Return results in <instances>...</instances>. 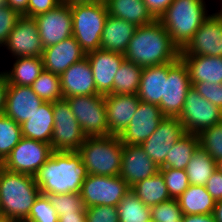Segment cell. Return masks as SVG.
Returning <instances> with one entry per match:
<instances>
[{
    "instance_id": "obj_38",
    "label": "cell",
    "mask_w": 222,
    "mask_h": 222,
    "mask_svg": "<svg viewBox=\"0 0 222 222\" xmlns=\"http://www.w3.org/2000/svg\"><path fill=\"white\" fill-rule=\"evenodd\" d=\"M58 217L62 214L86 213L80 192L69 194H46Z\"/></svg>"
},
{
    "instance_id": "obj_30",
    "label": "cell",
    "mask_w": 222,
    "mask_h": 222,
    "mask_svg": "<svg viewBox=\"0 0 222 222\" xmlns=\"http://www.w3.org/2000/svg\"><path fill=\"white\" fill-rule=\"evenodd\" d=\"M183 215L213 214L215 200L205 186L189 185L177 199Z\"/></svg>"
},
{
    "instance_id": "obj_49",
    "label": "cell",
    "mask_w": 222,
    "mask_h": 222,
    "mask_svg": "<svg viewBox=\"0 0 222 222\" xmlns=\"http://www.w3.org/2000/svg\"><path fill=\"white\" fill-rule=\"evenodd\" d=\"M7 77L5 71L0 70V115L4 114L6 93H7Z\"/></svg>"
},
{
    "instance_id": "obj_53",
    "label": "cell",
    "mask_w": 222,
    "mask_h": 222,
    "mask_svg": "<svg viewBox=\"0 0 222 222\" xmlns=\"http://www.w3.org/2000/svg\"><path fill=\"white\" fill-rule=\"evenodd\" d=\"M213 215L216 222H222V200L215 202Z\"/></svg>"
},
{
    "instance_id": "obj_58",
    "label": "cell",
    "mask_w": 222,
    "mask_h": 222,
    "mask_svg": "<svg viewBox=\"0 0 222 222\" xmlns=\"http://www.w3.org/2000/svg\"><path fill=\"white\" fill-rule=\"evenodd\" d=\"M3 216L2 208H1V203H0V217Z\"/></svg>"
},
{
    "instance_id": "obj_41",
    "label": "cell",
    "mask_w": 222,
    "mask_h": 222,
    "mask_svg": "<svg viewBox=\"0 0 222 222\" xmlns=\"http://www.w3.org/2000/svg\"><path fill=\"white\" fill-rule=\"evenodd\" d=\"M153 222H182V211L177 199L161 202L150 208Z\"/></svg>"
},
{
    "instance_id": "obj_10",
    "label": "cell",
    "mask_w": 222,
    "mask_h": 222,
    "mask_svg": "<svg viewBox=\"0 0 222 222\" xmlns=\"http://www.w3.org/2000/svg\"><path fill=\"white\" fill-rule=\"evenodd\" d=\"M185 133L199 134L202 130L222 122V110L203 98L192 86L178 116Z\"/></svg>"
},
{
    "instance_id": "obj_23",
    "label": "cell",
    "mask_w": 222,
    "mask_h": 222,
    "mask_svg": "<svg viewBox=\"0 0 222 222\" xmlns=\"http://www.w3.org/2000/svg\"><path fill=\"white\" fill-rule=\"evenodd\" d=\"M43 102L30 86L8 85L4 114L22 124L31 118Z\"/></svg>"
},
{
    "instance_id": "obj_28",
    "label": "cell",
    "mask_w": 222,
    "mask_h": 222,
    "mask_svg": "<svg viewBox=\"0 0 222 222\" xmlns=\"http://www.w3.org/2000/svg\"><path fill=\"white\" fill-rule=\"evenodd\" d=\"M104 2L109 16L121 18L137 27L155 20L143 0H104Z\"/></svg>"
},
{
    "instance_id": "obj_59",
    "label": "cell",
    "mask_w": 222,
    "mask_h": 222,
    "mask_svg": "<svg viewBox=\"0 0 222 222\" xmlns=\"http://www.w3.org/2000/svg\"><path fill=\"white\" fill-rule=\"evenodd\" d=\"M17 222H29L28 220H20V221H17Z\"/></svg>"
},
{
    "instance_id": "obj_51",
    "label": "cell",
    "mask_w": 222,
    "mask_h": 222,
    "mask_svg": "<svg viewBox=\"0 0 222 222\" xmlns=\"http://www.w3.org/2000/svg\"><path fill=\"white\" fill-rule=\"evenodd\" d=\"M182 222H216L213 214L182 215Z\"/></svg>"
},
{
    "instance_id": "obj_33",
    "label": "cell",
    "mask_w": 222,
    "mask_h": 222,
    "mask_svg": "<svg viewBox=\"0 0 222 222\" xmlns=\"http://www.w3.org/2000/svg\"><path fill=\"white\" fill-rule=\"evenodd\" d=\"M217 170L216 161L200 146L194 152L185 168L190 185L205 186L211 175Z\"/></svg>"
},
{
    "instance_id": "obj_25",
    "label": "cell",
    "mask_w": 222,
    "mask_h": 222,
    "mask_svg": "<svg viewBox=\"0 0 222 222\" xmlns=\"http://www.w3.org/2000/svg\"><path fill=\"white\" fill-rule=\"evenodd\" d=\"M137 26L121 18L107 16L100 49L125 54Z\"/></svg>"
},
{
    "instance_id": "obj_36",
    "label": "cell",
    "mask_w": 222,
    "mask_h": 222,
    "mask_svg": "<svg viewBox=\"0 0 222 222\" xmlns=\"http://www.w3.org/2000/svg\"><path fill=\"white\" fill-rule=\"evenodd\" d=\"M44 102L63 99L60 76L44 70L30 86Z\"/></svg>"
},
{
    "instance_id": "obj_40",
    "label": "cell",
    "mask_w": 222,
    "mask_h": 222,
    "mask_svg": "<svg viewBox=\"0 0 222 222\" xmlns=\"http://www.w3.org/2000/svg\"><path fill=\"white\" fill-rule=\"evenodd\" d=\"M159 171L164 177L167 191L171 199H178L190 185L185 170L159 168Z\"/></svg>"
},
{
    "instance_id": "obj_17",
    "label": "cell",
    "mask_w": 222,
    "mask_h": 222,
    "mask_svg": "<svg viewBox=\"0 0 222 222\" xmlns=\"http://www.w3.org/2000/svg\"><path fill=\"white\" fill-rule=\"evenodd\" d=\"M164 117L158 105L140 100L134 117L118 137L123 144L140 145L157 129Z\"/></svg>"
},
{
    "instance_id": "obj_47",
    "label": "cell",
    "mask_w": 222,
    "mask_h": 222,
    "mask_svg": "<svg viewBox=\"0 0 222 222\" xmlns=\"http://www.w3.org/2000/svg\"><path fill=\"white\" fill-rule=\"evenodd\" d=\"M205 188L215 201L222 200V173L216 170L205 184Z\"/></svg>"
},
{
    "instance_id": "obj_42",
    "label": "cell",
    "mask_w": 222,
    "mask_h": 222,
    "mask_svg": "<svg viewBox=\"0 0 222 222\" xmlns=\"http://www.w3.org/2000/svg\"><path fill=\"white\" fill-rule=\"evenodd\" d=\"M25 220L29 222H59V217L47 196L40 194Z\"/></svg>"
},
{
    "instance_id": "obj_20",
    "label": "cell",
    "mask_w": 222,
    "mask_h": 222,
    "mask_svg": "<svg viewBox=\"0 0 222 222\" xmlns=\"http://www.w3.org/2000/svg\"><path fill=\"white\" fill-rule=\"evenodd\" d=\"M44 70L61 75L69 66L86 57V52L73 36L45 47L42 53Z\"/></svg>"
},
{
    "instance_id": "obj_45",
    "label": "cell",
    "mask_w": 222,
    "mask_h": 222,
    "mask_svg": "<svg viewBox=\"0 0 222 222\" xmlns=\"http://www.w3.org/2000/svg\"><path fill=\"white\" fill-rule=\"evenodd\" d=\"M194 89L205 99L222 110V83L211 84L207 82L195 83Z\"/></svg>"
},
{
    "instance_id": "obj_22",
    "label": "cell",
    "mask_w": 222,
    "mask_h": 222,
    "mask_svg": "<svg viewBox=\"0 0 222 222\" xmlns=\"http://www.w3.org/2000/svg\"><path fill=\"white\" fill-rule=\"evenodd\" d=\"M60 82L64 99L72 96L98 95L92 69L86 57L69 66L60 75Z\"/></svg>"
},
{
    "instance_id": "obj_29",
    "label": "cell",
    "mask_w": 222,
    "mask_h": 222,
    "mask_svg": "<svg viewBox=\"0 0 222 222\" xmlns=\"http://www.w3.org/2000/svg\"><path fill=\"white\" fill-rule=\"evenodd\" d=\"M13 66L4 69L8 85L31 86L44 71L42 57L14 58Z\"/></svg>"
},
{
    "instance_id": "obj_43",
    "label": "cell",
    "mask_w": 222,
    "mask_h": 222,
    "mask_svg": "<svg viewBox=\"0 0 222 222\" xmlns=\"http://www.w3.org/2000/svg\"><path fill=\"white\" fill-rule=\"evenodd\" d=\"M20 17L21 15L12 10L8 5L0 4V48L2 47L3 49L8 35Z\"/></svg>"
},
{
    "instance_id": "obj_11",
    "label": "cell",
    "mask_w": 222,
    "mask_h": 222,
    "mask_svg": "<svg viewBox=\"0 0 222 222\" xmlns=\"http://www.w3.org/2000/svg\"><path fill=\"white\" fill-rule=\"evenodd\" d=\"M192 87L189 71L184 61L179 58L168 63V77L165 80L164 98L158 105L165 117L181 114L188 90Z\"/></svg>"
},
{
    "instance_id": "obj_18",
    "label": "cell",
    "mask_w": 222,
    "mask_h": 222,
    "mask_svg": "<svg viewBox=\"0 0 222 222\" xmlns=\"http://www.w3.org/2000/svg\"><path fill=\"white\" fill-rule=\"evenodd\" d=\"M98 95H108L113 91L114 77L125 59V55L117 52L98 49L86 53Z\"/></svg>"
},
{
    "instance_id": "obj_16",
    "label": "cell",
    "mask_w": 222,
    "mask_h": 222,
    "mask_svg": "<svg viewBox=\"0 0 222 222\" xmlns=\"http://www.w3.org/2000/svg\"><path fill=\"white\" fill-rule=\"evenodd\" d=\"M185 130L176 117H164L157 129L141 143V147L148 157L160 168L167 153L183 135Z\"/></svg>"
},
{
    "instance_id": "obj_32",
    "label": "cell",
    "mask_w": 222,
    "mask_h": 222,
    "mask_svg": "<svg viewBox=\"0 0 222 222\" xmlns=\"http://www.w3.org/2000/svg\"><path fill=\"white\" fill-rule=\"evenodd\" d=\"M199 147L198 134L185 133L167 153L165 163L160 168L185 170L194 152Z\"/></svg>"
},
{
    "instance_id": "obj_3",
    "label": "cell",
    "mask_w": 222,
    "mask_h": 222,
    "mask_svg": "<svg viewBox=\"0 0 222 222\" xmlns=\"http://www.w3.org/2000/svg\"><path fill=\"white\" fill-rule=\"evenodd\" d=\"M41 194L32 175L0 168V203L3 216L25 220Z\"/></svg>"
},
{
    "instance_id": "obj_50",
    "label": "cell",
    "mask_w": 222,
    "mask_h": 222,
    "mask_svg": "<svg viewBox=\"0 0 222 222\" xmlns=\"http://www.w3.org/2000/svg\"><path fill=\"white\" fill-rule=\"evenodd\" d=\"M29 0H5L6 5H8L12 10L18 12L21 16L27 17V5Z\"/></svg>"
},
{
    "instance_id": "obj_12",
    "label": "cell",
    "mask_w": 222,
    "mask_h": 222,
    "mask_svg": "<svg viewBox=\"0 0 222 222\" xmlns=\"http://www.w3.org/2000/svg\"><path fill=\"white\" fill-rule=\"evenodd\" d=\"M52 152L50 144L22 137L5 158L3 167L13 172L34 176Z\"/></svg>"
},
{
    "instance_id": "obj_15",
    "label": "cell",
    "mask_w": 222,
    "mask_h": 222,
    "mask_svg": "<svg viewBox=\"0 0 222 222\" xmlns=\"http://www.w3.org/2000/svg\"><path fill=\"white\" fill-rule=\"evenodd\" d=\"M3 47L10 53V58L41 57L44 47L34 18L21 16Z\"/></svg>"
},
{
    "instance_id": "obj_44",
    "label": "cell",
    "mask_w": 222,
    "mask_h": 222,
    "mask_svg": "<svg viewBox=\"0 0 222 222\" xmlns=\"http://www.w3.org/2000/svg\"><path fill=\"white\" fill-rule=\"evenodd\" d=\"M86 222H119L115 206L102 205L86 208Z\"/></svg>"
},
{
    "instance_id": "obj_13",
    "label": "cell",
    "mask_w": 222,
    "mask_h": 222,
    "mask_svg": "<svg viewBox=\"0 0 222 222\" xmlns=\"http://www.w3.org/2000/svg\"><path fill=\"white\" fill-rule=\"evenodd\" d=\"M180 54L222 57V6L202 23Z\"/></svg>"
},
{
    "instance_id": "obj_54",
    "label": "cell",
    "mask_w": 222,
    "mask_h": 222,
    "mask_svg": "<svg viewBox=\"0 0 222 222\" xmlns=\"http://www.w3.org/2000/svg\"><path fill=\"white\" fill-rule=\"evenodd\" d=\"M98 1H104V0H61V2L68 3V4L98 2Z\"/></svg>"
},
{
    "instance_id": "obj_55",
    "label": "cell",
    "mask_w": 222,
    "mask_h": 222,
    "mask_svg": "<svg viewBox=\"0 0 222 222\" xmlns=\"http://www.w3.org/2000/svg\"><path fill=\"white\" fill-rule=\"evenodd\" d=\"M0 222H16V221L11 218H8L7 216H1Z\"/></svg>"
},
{
    "instance_id": "obj_4",
    "label": "cell",
    "mask_w": 222,
    "mask_h": 222,
    "mask_svg": "<svg viewBox=\"0 0 222 222\" xmlns=\"http://www.w3.org/2000/svg\"><path fill=\"white\" fill-rule=\"evenodd\" d=\"M206 3V0H173L158 19L180 50L211 15Z\"/></svg>"
},
{
    "instance_id": "obj_60",
    "label": "cell",
    "mask_w": 222,
    "mask_h": 222,
    "mask_svg": "<svg viewBox=\"0 0 222 222\" xmlns=\"http://www.w3.org/2000/svg\"><path fill=\"white\" fill-rule=\"evenodd\" d=\"M5 3V0H0V4H4Z\"/></svg>"
},
{
    "instance_id": "obj_6",
    "label": "cell",
    "mask_w": 222,
    "mask_h": 222,
    "mask_svg": "<svg viewBox=\"0 0 222 222\" xmlns=\"http://www.w3.org/2000/svg\"><path fill=\"white\" fill-rule=\"evenodd\" d=\"M72 36L88 53L100 49L101 36L108 16L104 1L70 4Z\"/></svg>"
},
{
    "instance_id": "obj_2",
    "label": "cell",
    "mask_w": 222,
    "mask_h": 222,
    "mask_svg": "<svg viewBox=\"0 0 222 222\" xmlns=\"http://www.w3.org/2000/svg\"><path fill=\"white\" fill-rule=\"evenodd\" d=\"M181 50L172 41L158 19L137 27L128 44L125 59L141 67H150L174 62Z\"/></svg>"
},
{
    "instance_id": "obj_46",
    "label": "cell",
    "mask_w": 222,
    "mask_h": 222,
    "mask_svg": "<svg viewBox=\"0 0 222 222\" xmlns=\"http://www.w3.org/2000/svg\"><path fill=\"white\" fill-rule=\"evenodd\" d=\"M61 0H29L27 5V17L34 18L40 14L54 9Z\"/></svg>"
},
{
    "instance_id": "obj_27",
    "label": "cell",
    "mask_w": 222,
    "mask_h": 222,
    "mask_svg": "<svg viewBox=\"0 0 222 222\" xmlns=\"http://www.w3.org/2000/svg\"><path fill=\"white\" fill-rule=\"evenodd\" d=\"M20 125L22 137L50 144L54 129L53 102H43L31 118Z\"/></svg>"
},
{
    "instance_id": "obj_35",
    "label": "cell",
    "mask_w": 222,
    "mask_h": 222,
    "mask_svg": "<svg viewBox=\"0 0 222 222\" xmlns=\"http://www.w3.org/2000/svg\"><path fill=\"white\" fill-rule=\"evenodd\" d=\"M117 210L119 222L151 221L150 207L145 205L131 190L120 200Z\"/></svg>"
},
{
    "instance_id": "obj_14",
    "label": "cell",
    "mask_w": 222,
    "mask_h": 222,
    "mask_svg": "<svg viewBox=\"0 0 222 222\" xmlns=\"http://www.w3.org/2000/svg\"><path fill=\"white\" fill-rule=\"evenodd\" d=\"M43 47L55 45L72 36L70 4L61 2L54 9L34 17Z\"/></svg>"
},
{
    "instance_id": "obj_57",
    "label": "cell",
    "mask_w": 222,
    "mask_h": 222,
    "mask_svg": "<svg viewBox=\"0 0 222 222\" xmlns=\"http://www.w3.org/2000/svg\"><path fill=\"white\" fill-rule=\"evenodd\" d=\"M4 159L0 156V168L3 167Z\"/></svg>"
},
{
    "instance_id": "obj_37",
    "label": "cell",
    "mask_w": 222,
    "mask_h": 222,
    "mask_svg": "<svg viewBox=\"0 0 222 222\" xmlns=\"http://www.w3.org/2000/svg\"><path fill=\"white\" fill-rule=\"evenodd\" d=\"M21 139V125L5 114L0 115V156L4 160Z\"/></svg>"
},
{
    "instance_id": "obj_39",
    "label": "cell",
    "mask_w": 222,
    "mask_h": 222,
    "mask_svg": "<svg viewBox=\"0 0 222 222\" xmlns=\"http://www.w3.org/2000/svg\"><path fill=\"white\" fill-rule=\"evenodd\" d=\"M198 137L199 146L207 151L214 161L222 158V122L202 130Z\"/></svg>"
},
{
    "instance_id": "obj_8",
    "label": "cell",
    "mask_w": 222,
    "mask_h": 222,
    "mask_svg": "<svg viewBox=\"0 0 222 222\" xmlns=\"http://www.w3.org/2000/svg\"><path fill=\"white\" fill-rule=\"evenodd\" d=\"M54 129L50 141L53 151H78L86 136L66 99L53 102Z\"/></svg>"
},
{
    "instance_id": "obj_52",
    "label": "cell",
    "mask_w": 222,
    "mask_h": 222,
    "mask_svg": "<svg viewBox=\"0 0 222 222\" xmlns=\"http://www.w3.org/2000/svg\"><path fill=\"white\" fill-rule=\"evenodd\" d=\"M59 222H86V213L62 214Z\"/></svg>"
},
{
    "instance_id": "obj_26",
    "label": "cell",
    "mask_w": 222,
    "mask_h": 222,
    "mask_svg": "<svg viewBox=\"0 0 222 222\" xmlns=\"http://www.w3.org/2000/svg\"><path fill=\"white\" fill-rule=\"evenodd\" d=\"M168 77V63L144 67L137 92L143 102L159 105L164 98L165 80Z\"/></svg>"
},
{
    "instance_id": "obj_1",
    "label": "cell",
    "mask_w": 222,
    "mask_h": 222,
    "mask_svg": "<svg viewBox=\"0 0 222 222\" xmlns=\"http://www.w3.org/2000/svg\"><path fill=\"white\" fill-rule=\"evenodd\" d=\"M87 171L77 151H53L34 175L42 195L78 193Z\"/></svg>"
},
{
    "instance_id": "obj_31",
    "label": "cell",
    "mask_w": 222,
    "mask_h": 222,
    "mask_svg": "<svg viewBox=\"0 0 222 222\" xmlns=\"http://www.w3.org/2000/svg\"><path fill=\"white\" fill-rule=\"evenodd\" d=\"M131 191L150 208L171 199L160 171L133 185Z\"/></svg>"
},
{
    "instance_id": "obj_56",
    "label": "cell",
    "mask_w": 222,
    "mask_h": 222,
    "mask_svg": "<svg viewBox=\"0 0 222 222\" xmlns=\"http://www.w3.org/2000/svg\"><path fill=\"white\" fill-rule=\"evenodd\" d=\"M216 167L222 173V158L216 161Z\"/></svg>"
},
{
    "instance_id": "obj_34",
    "label": "cell",
    "mask_w": 222,
    "mask_h": 222,
    "mask_svg": "<svg viewBox=\"0 0 222 222\" xmlns=\"http://www.w3.org/2000/svg\"><path fill=\"white\" fill-rule=\"evenodd\" d=\"M143 67L124 59L113 81L111 94H137Z\"/></svg>"
},
{
    "instance_id": "obj_19",
    "label": "cell",
    "mask_w": 222,
    "mask_h": 222,
    "mask_svg": "<svg viewBox=\"0 0 222 222\" xmlns=\"http://www.w3.org/2000/svg\"><path fill=\"white\" fill-rule=\"evenodd\" d=\"M158 171L159 167L148 157L141 145L123 144L119 176L130 188Z\"/></svg>"
},
{
    "instance_id": "obj_5",
    "label": "cell",
    "mask_w": 222,
    "mask_h": 222,
    "mask_svg": "<svg viewBox=\"0 0 222 222\" xmlns=\"http://www.w3.org/2000/svg\"><path fill=\"white\" fill-rule=\"evenodd\" d=\"M123 143L118 136L86 137L77 151L88 174L118 176Z\"/></svg>"
},
{
    "instance_id": "obj_21",
    "label": "cell",
    "mask_w": 222,
    "mask_h": 222,
    "mask_svg": "<svg viewBox=\"0 0 222 222\" xmlns=\"http://www.w3.org/2000/svg\"><path fill=\"white\" fill-rule=\"evenodd\" d=\"M104 101L109 135L119 136L134 117L140 99L137 94H108Z\"/></svg>"
},
{
    "instance_id": "obj_48",
    "label": "cell",
    "mask_w": 222,
    "mask_h": 222,
    "mask_svg": "<svg viewBox=\"0 0 222 222\" xmlns=\"http://www.w3.org/2000/svg\"><path fill=\"white\" fill-rule=\"evenodd\" d=\"M173 0H143L148 11L155 19H159L160 16L166 11Z\"/></svg>"
},
{
    "instance_id": "obj_24",
    "label": "cell",
    "mask_w": 222,
    "mask_h": 222,
    "mask_svg": "<svg viewBox=\"0 0 222 222\" xmlns=\"http://www.w3.org/2000/svg\"><path fill=\"white\" fill-rule=\"evenodd\" d=\"M180 58L187 65L192 86L200 82L222 83V57L180 54Z\"/></svg>"
},
{
    "instance_id": "obj_7",
    "label": "cell",
    "mask_w": 222,
    "mask_h": 222,
    "mask_svg": "<svg viewBox=\"0 0 222 222\" xmlns=\"http://www.w3.org/2000/svg\"><path fill=\"white\" fill-rule=\"evenodd\" d=\"M86 137L108 136L104 95L65 98Z\"/></svg>"
},
{
    "instance_id": "obj_9",
    "label": "cell",
    "mask_w": 222,
    "mask_h": 222,
    "mask_svg": "<svg viewBox=\"0 0 222 222\" xmlns=\"http://www.w3.org/2000/svg\"><path fill=\"white\" fill-rule=\"evenodd\" d=\"M131 190L129 185L118 176L88 174L84 180L80 195L85 208L110 205L117 207L120 200Z\"/></svg>"
}]
</instances>
